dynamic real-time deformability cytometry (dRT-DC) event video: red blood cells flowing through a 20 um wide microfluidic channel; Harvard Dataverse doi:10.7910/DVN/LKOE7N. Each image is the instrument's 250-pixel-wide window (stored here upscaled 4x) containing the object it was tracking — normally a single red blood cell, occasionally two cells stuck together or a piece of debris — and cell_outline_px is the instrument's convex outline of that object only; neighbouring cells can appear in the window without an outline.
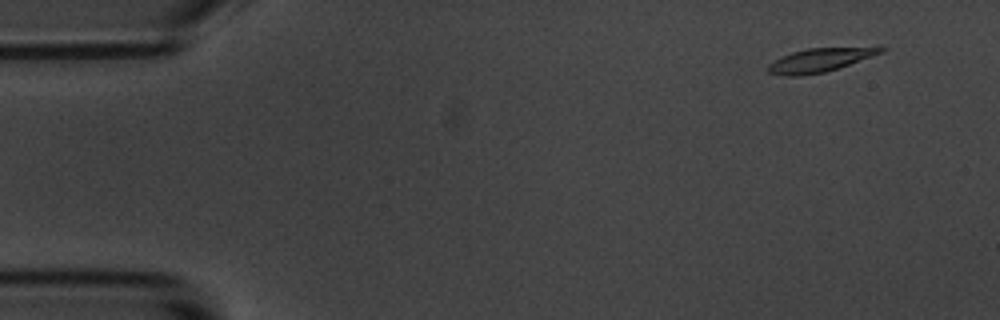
{"species": "common noctule bat (a hibernating species)", "species_latin": "Nyctalus noctula", "temperature_condition": "room temperature", "stored_images_in_passage": 6, "camera_frame_rate_fps": 3000, "um_per_image_px": 0.085, "animal": {"sex": "male", "body_mass_g": 20.1, "forearm_length_mm": 53.5}, "frame": {"image": 1, "passage_image": 2, "time_ms": 1.0, "image_size_px": [1000, 320], "cell_outline_px": [[888, 48], [884, 52], [824, 72], [800, 76], [784, 76], [768, 72], [764, 68], [768, 64], [792, 52], [808, 48]], "centroid_in_image_um": [69.58, 5.13], "position_along_channel_um": 15.4, "area_um2": 15.03}}
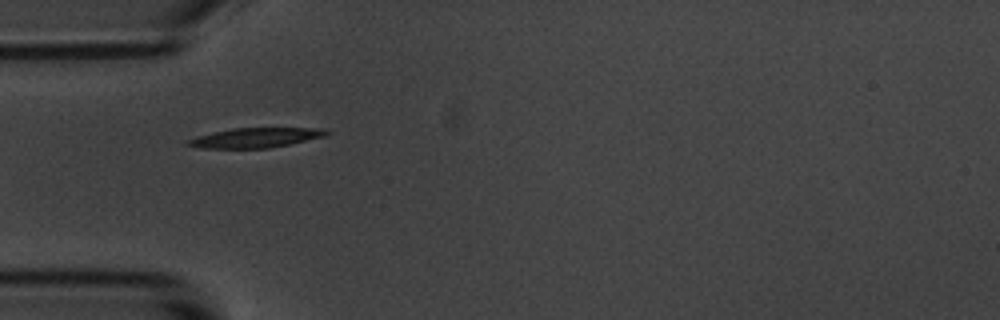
{"frame": {"image": 2, "passage_image": 5, "time_ms": 5.333, "image_size_px": [1000, 320], "cell_outline_px": [[332, 132], [324, 136], [288, 144], [268, 148], [204, 148], [184, 144], [188, 140], [196, 136], [232, 128], [328, 128]], "centroid_in_image_um": [21.74, 11.69], "position_along_channel_um": 63.3, "area_um2": 15.84}}